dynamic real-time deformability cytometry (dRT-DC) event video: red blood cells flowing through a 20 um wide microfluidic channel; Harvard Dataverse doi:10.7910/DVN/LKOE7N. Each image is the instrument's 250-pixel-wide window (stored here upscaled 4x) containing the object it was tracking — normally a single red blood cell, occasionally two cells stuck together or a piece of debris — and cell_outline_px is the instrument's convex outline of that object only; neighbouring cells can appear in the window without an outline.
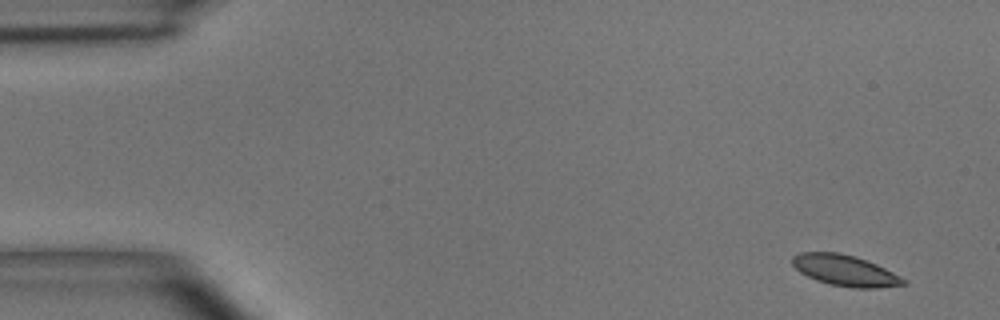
{"species": "common noctule bat (a hibernating species)", "species_latin": "Nyctalus noctula", "temperature_condition": "room temperature", "stored_images_in_passage": 3, "camera_frame_rate_fps": 3000, "um_per_image_px": 0.085, "animal": {"sex": "male", "body_mass_g": 15.6}, "frame": {"image": 1, "passage_image": 1, "time_ms": 0.0, "image_size_px": [1000, 320], "cell_outline_px": [[908, 284], [876, 288], [852, 288], [828, 284], [816, 280], [800, 272], [792, 264], [792, 256], [800, 252], [840, 252], [856, 256], [876, 264], [908, 280]], "centroid_in_image_um": [71.84, 22.99], "position_along_channel_um": 13.2, "area_um2": 20.17}}